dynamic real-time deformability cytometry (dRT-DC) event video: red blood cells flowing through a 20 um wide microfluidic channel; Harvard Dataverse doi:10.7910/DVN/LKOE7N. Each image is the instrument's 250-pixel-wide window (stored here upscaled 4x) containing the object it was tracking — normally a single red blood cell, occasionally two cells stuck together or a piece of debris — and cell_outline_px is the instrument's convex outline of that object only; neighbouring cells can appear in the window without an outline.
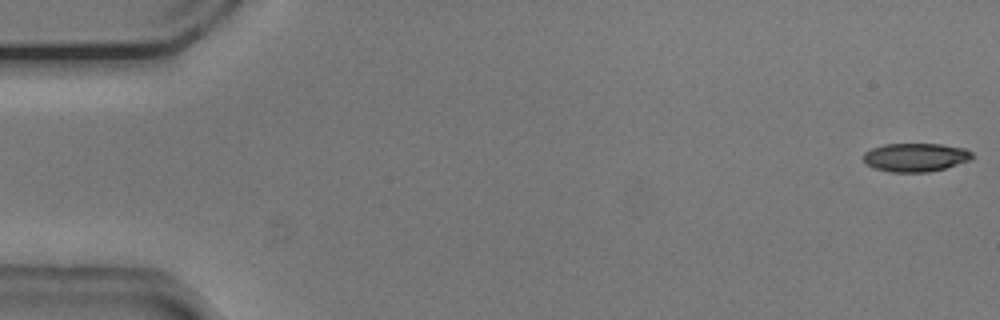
{"species": "common noctule bat (a hibernating species)", "species_latin": "Nyctalus noctula", "temperature_condition": "cold", "stored_images_in_passage": 17, "camera_frame_rate_fps": 3000, "um_per_image_px": 0.085, "animal": {"sex": "male", "body_mass_g": 20.5, "forearm_length_mm": 52.5}, "frame": {"image": 1, "passage_image": 1, "time_ms": 0.0, "image_size_px": [1000, 320], "cell_outline_px": [[976, 156], [972, 160], [944, 168], [928, 172], [888, 172], [876, 168], [868, 164], [864, 160], [864, 152], [872, 148], [884, 144], [940, 144], [964, 148], [972, 152]], "centroid_in_image_um": [77.87, 13.37], "position_along_channel_um": 7.1, "area_um2": 18.09}}
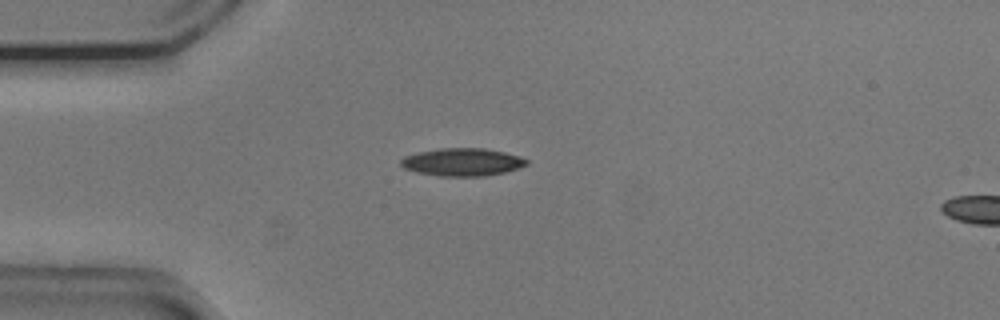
{"frame": {"image": 2, "passage_image": 14, "time_ms": 4.333, "image_size_px": [1000, 320], "cell_outline_px": [[528, 164], [504, 172], [484, 176], [440, 176], [416, 172], [404, 168], [400, 164], [400, 160], [404, 156], [420, 152], [440, 148], [484, 148], [504, 152], [520, 156], [528, 160]], "centroid_in_image_um": [39.28, 13.77], "position_along_channel_um": 45.7, "area_um2": 20.23}}